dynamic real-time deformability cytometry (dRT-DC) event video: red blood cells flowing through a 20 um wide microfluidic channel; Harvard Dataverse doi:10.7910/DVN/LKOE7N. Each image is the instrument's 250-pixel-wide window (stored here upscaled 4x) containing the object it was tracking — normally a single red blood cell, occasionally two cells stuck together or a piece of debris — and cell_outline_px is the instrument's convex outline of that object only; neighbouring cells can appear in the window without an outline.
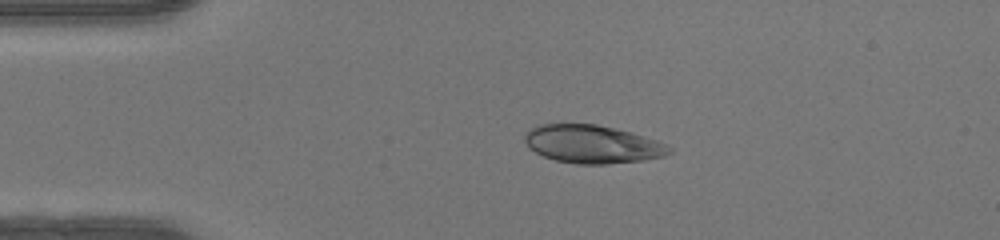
{"species": "human", "species_latin": "Homo sapiens", "temperature_condition": "warm", "stored_images_in_passage": 39, "camera_frame_rate_fps": 3000, "um_per_image_px": 0.085, "donor": {"sex": "female"}, "frame": {"image": 1, "passage_image": 1, "time_ms": 0.0, "image_size_px": [1000, 240], "cell_outline_px": [[672, 152], [664, 156], [644, 160], [608, 164], [576, 164], [556, 160], [544, 156], [536, 152], [524, 140], [524, 132], [536, 124], [596, 124], [632, 132], [668, 144], [672, 148]], "centroid_in_image_um": [50.37, 12.25], "position_along_channel_um": 34.6, "area_um2": 32.19}}
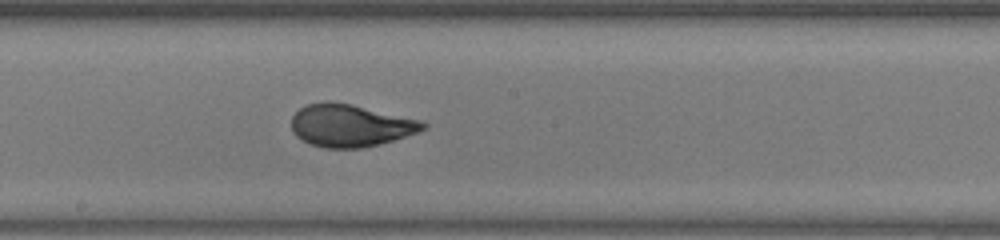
{"frame": {"image": 2, "passage_image": 17, "time_ms": 5.333, "image_size_px": [1000, 240], "cell_outline_px": [[428, 128], [380, 144], [364, 148], [324, 148], [308, 144], [296, 136], [292, 132], [292, 116], [304, 104], [328, 100], [352, 104], [424, 120], [428, 124]], "centroid_in_image_um": [29.78, 10.65], "position_along_channel_um": 218.4, "area_um2": 33.0}}
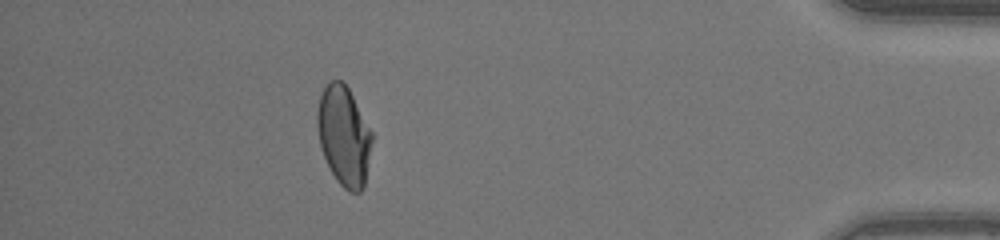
{"frame": {"image": 3, "passage_image": 34, "time_ms": 11.0, "image_size_px": [1000, 240], "cell_outline_px": [[372, 140], [364, 188], [360, 192], [348, 192], [336, 180], [324, 156], [320, 144], [316, 124], [316, 112], [320, 96], [324, 88], [332, 80], [340, 80], [348, 88], [372, 132]], "centroid_in_image_um": [29.22, 11.57], "position_along_channel_um": 406.0, "area_um2": 31.44}, "authors_computed_cell_mechanics": {"area_um2": 32.4836, "velocity_mm_per_s": 4.2467, "shape_relaxation_time_tau1_ms": 5.2779, "shape_relaxation_time_tau2_ms": null, "deformation_change_tau1": 0.2233, "deformation_change_tau2": null}}